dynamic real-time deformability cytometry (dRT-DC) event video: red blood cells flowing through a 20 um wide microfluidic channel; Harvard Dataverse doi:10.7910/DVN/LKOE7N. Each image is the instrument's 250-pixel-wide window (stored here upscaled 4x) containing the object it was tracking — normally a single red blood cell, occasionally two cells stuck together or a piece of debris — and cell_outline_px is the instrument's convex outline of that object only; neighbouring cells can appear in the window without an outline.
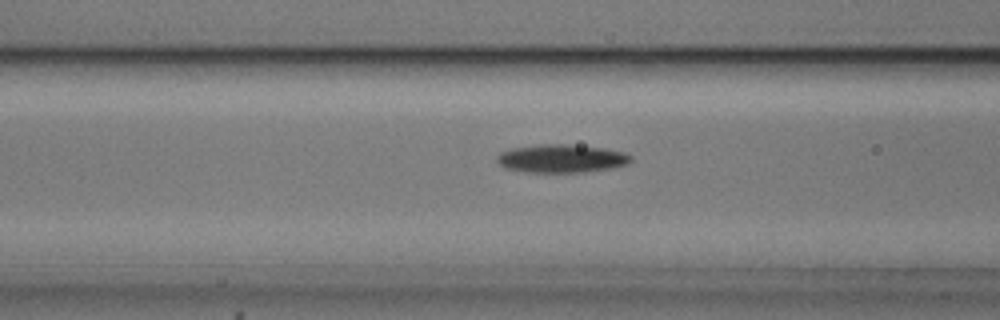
{"species": "common noctule bat (a hibernating species)", "species_latin": "Nyctalus noctula", "temperature_condition": "cold", "stored_images_in_passage": 48, "camera_frame_rate_fps": 3000, "um_per_image_px": 0.085, "animal": {"sex": "male", "body_mass_g": 20.5, "forearm_length_mm": 52.5}, "frame": {"image": 1, "passage_image": 15, "time_ms": 4.667, "image_size_px": [1000, 320], "cell_outline_px": [[632, 160], [628, 164], [612, 168], [584, 172], [524, 172], [504, 168], [496, 160], [496, 156], [500, 152], [512, 148], [540, 144], [568, 144], [604, 148], [624, 152], [632, 156]], "centroid_in_image_um": [47.72, 13.47], "position_along_channel_um": 118.9, "area_um2": 22.2}}
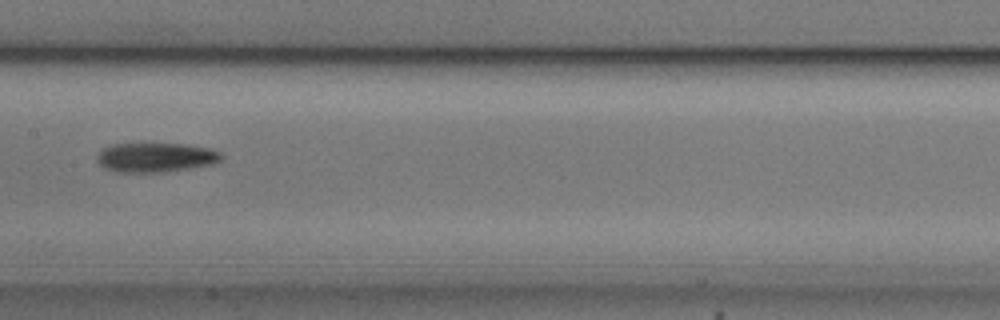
{"frame": {"image": 2, "passage_image": 21, "time_ms": 6.667, "image_size_px": [1000, 320], "cell_outline_px": [[224, 156], [220, 160], [212, 164], [192, 168], [164, 172], [116, 172], [104, 168], [96, 160], [96, 156], [104, 148], [112, 144], [188, 144], [208, 148], [220, 152]], "centroid_in_image_um": [13.24, 13.38], "position_along_channel_um": 194.2, "area_um2": 21.33}}
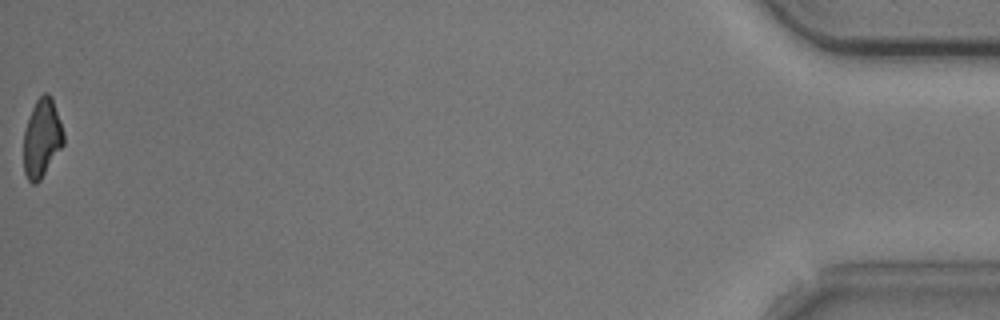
{"frame": {"image": 3, "passage_image": 48, "time_ms": 15.667, "image_size_px": [1000, 320], "cell_outline_px": [[64, 144], [40, 180], [36, 184], [32, 184], [28, 180], [24, 172], [24, 132], [32, 108], [36, 100], [44, 92], [48, 92], [52, 96], [64, 132]], "centroid_in_image_um": [3.57, 11.73], "position_along_channel_um": 431.6, "area_um2": 18.26}, "authors_computed_cell_mechanics": {"area_um2": 20.6057, "velocity_mm_per_s": 3.7426, "shape_relaxation_time_tau1_ms": 2.6793, "shape_relaxation_time_tau2_ms": null, "deformation_change_tau1": 0.1324, "deformation_change_tau2": null}}